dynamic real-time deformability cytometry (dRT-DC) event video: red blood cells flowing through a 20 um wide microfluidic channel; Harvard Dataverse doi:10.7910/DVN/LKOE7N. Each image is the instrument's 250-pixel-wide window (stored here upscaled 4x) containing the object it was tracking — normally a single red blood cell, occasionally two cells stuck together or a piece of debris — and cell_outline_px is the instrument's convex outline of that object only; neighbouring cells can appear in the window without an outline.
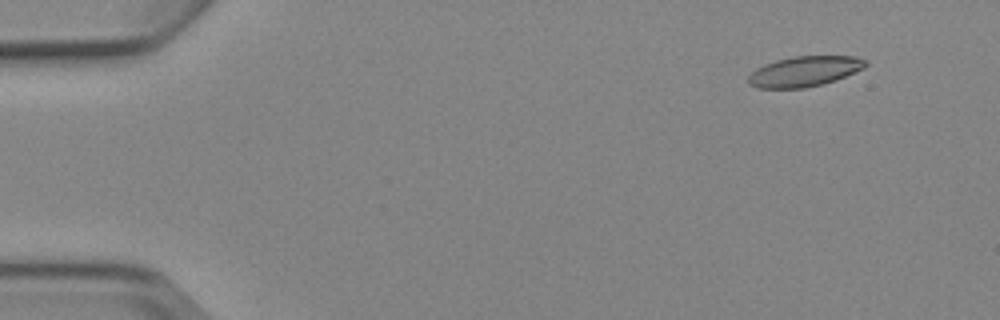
{"species": "Egyptian fruit bat (a non-hibernating species)", "species_latin": "Rousettus aegyptiacus", "temperature_condition": "cold", "stored_images_in_passage": 4, "camera_frame_rate_fps": 3000, "um_per_image_px": 0.085, "animal": {"sex": "female"}, "frame": {"image": 1, "passage_image": 1, "time_ms": 0.0, "image_size_px": [1000, 320], "cell_outline_px": [[868, 64], [864, 68], [836, 80], [804, 88], [756, 88], [748, 84], [748, 76], [756, 68], [764, 64], [776, 60], [792, 56], [856, 56], [868, 60]], "centroid_in_image_um": [68.38, 6.06], "position_along_channel_um": 16.6, "area_um2": 20.81}}
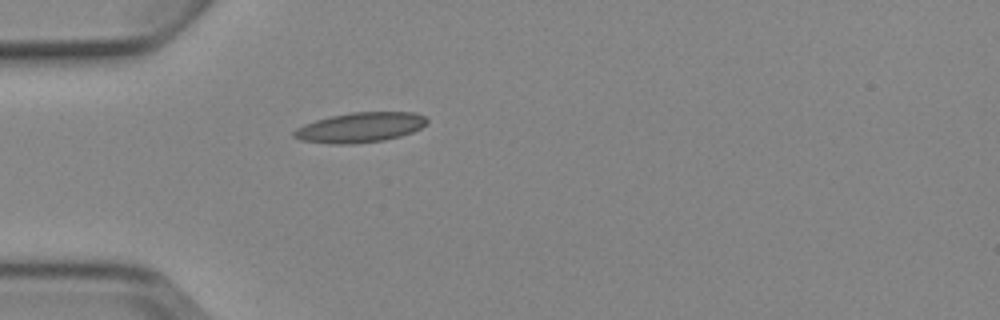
{"frame": {"image": 2, "passage_image": 4, "time_ms": 3.667, "image_size_px": [1000, 320], "cell_outline_px": [[428, 124], [412, 132], [400, 136], [384, 140], [352, 144], [332, 144], [300, 140], [292, 136], [292, 132], [296, 128], [304, 124], [316, 120], [332, 116], [352, 112], [416, 112], [424, 116], [428, 120]], "centroid_in_image_um": [30.61, 10.83], "position_along_channel_um": 54.4, "area_um2": 23.29}}